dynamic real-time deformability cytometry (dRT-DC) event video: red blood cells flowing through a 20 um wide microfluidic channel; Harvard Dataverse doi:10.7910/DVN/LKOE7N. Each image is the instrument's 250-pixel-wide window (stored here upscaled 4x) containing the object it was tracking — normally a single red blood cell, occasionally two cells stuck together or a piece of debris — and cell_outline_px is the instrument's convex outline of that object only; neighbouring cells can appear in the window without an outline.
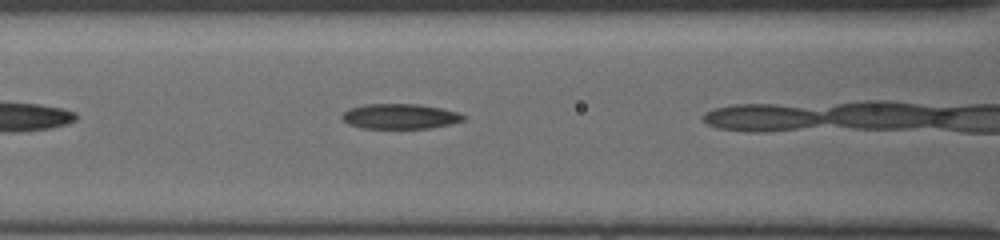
{"species": "common noctule bat (a hibernating species)", "species_latin": "Nyctalus noctula", "temperature_condition": "cold", "stored_images_in_passage": 14, "camera_frame_rate_fps": 3000, "um_per_image_px": 0.085, "animal": {"sex": "female", "body_mass_g": 19.5, "forearm_length_mm": 54.1}, "frame": {"image": 1, "passage_image": 7, "time_ms": 2.0, "image_size_px": [1000, 240], "cell_outline_px": [[468, 116], [464, 120], [448, 124], [428, 128], [360, 128], [348, 124], [340, 116], [348, 108], [364, 104], [420, 104], [440, 108], [456, 112]], "centroid_in_image_um": [33.96, 9.88], "position_along_channel_um": 132.6, "area_um2": 17.74}}
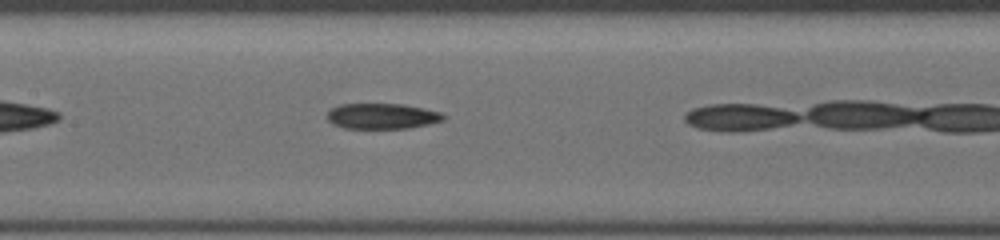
{"frame": {"image": 2, "passage_image": 10, "time_ms": 3.0, "image_size_px": [1000, 240], "cell_outline_px": [[444, 120], [428, 124], [408, 128], [344, 128], [332, 124], [328, 120], [328, 112], [332, 108], [340, 104], [404, 104], [424, 108], [440, 112], [444, 116]], "centroid_in_image_um": [32.47, 9.87], "position_along_channel_um": 174.9, "area_um2": 17.22}}